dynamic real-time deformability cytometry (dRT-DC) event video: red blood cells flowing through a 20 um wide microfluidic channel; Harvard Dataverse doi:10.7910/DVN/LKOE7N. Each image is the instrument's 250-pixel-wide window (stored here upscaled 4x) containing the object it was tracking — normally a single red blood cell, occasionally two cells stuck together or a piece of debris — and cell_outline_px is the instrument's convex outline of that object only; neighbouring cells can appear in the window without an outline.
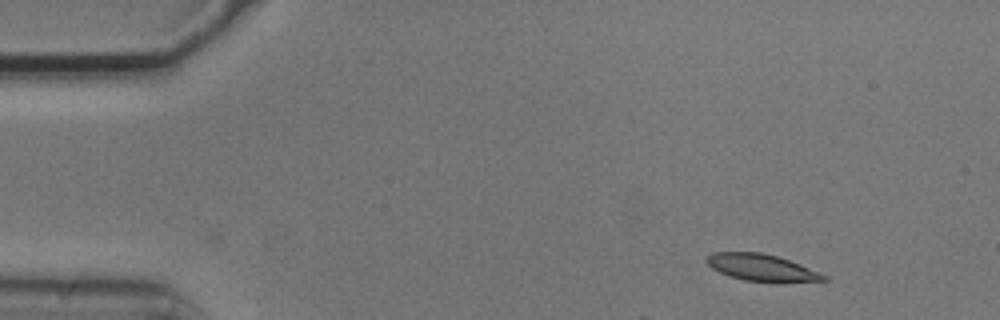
{"species": "common noctule bat (a hibernating species)", "species_latin": "Nyctalus noctula", "temperature_condition": "cold", "stored_images_in_passage": 2, "camera_frame_rate_fps": 3000, "um_per_image_px": 0.085, "animal": {"sex": "male", "body_mass_g": 20.5, "forearm_length_mm": 52.5}, "frame": {"image": 1, "passage_image": 2, "time_ms": 0.333, "image_size_px": [1000, 320], "cell_outline_px": [[828, 280], [776, 284], [744, 280], [720, 272], [712, 268], [704, 260], [712, 252], [760, 252], [776, 256], [800, 264], [828, 276]], "centroid_in_image_um": [64.78, 22.78], "position_along_channel_um": 20.2, "area_um2": 18.61}}